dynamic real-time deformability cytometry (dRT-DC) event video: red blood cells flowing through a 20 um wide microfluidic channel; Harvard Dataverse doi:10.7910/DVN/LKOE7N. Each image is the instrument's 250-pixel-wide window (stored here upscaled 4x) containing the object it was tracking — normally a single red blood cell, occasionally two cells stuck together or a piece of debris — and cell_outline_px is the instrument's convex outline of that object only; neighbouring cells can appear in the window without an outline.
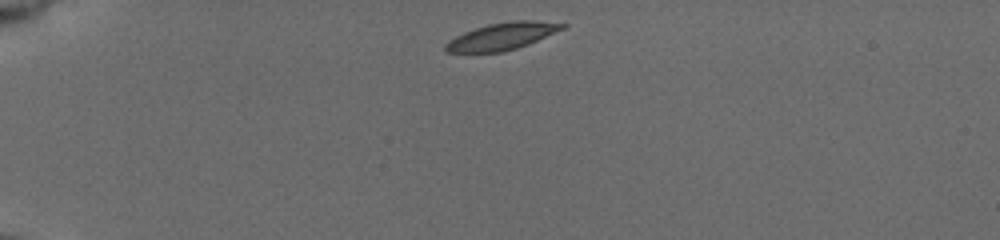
{"species": "common noctule bat (a hibernating species)", "species_latin": "Nyctalus noctula", "temperature_condition": "cold", "stored_images_in_passage": 43, "camera_frame_rate_fps": 3000, "um_per_image_px": 0.085, "animal": {"sex": "female", "body_mass_g": 19.5, "forearm_length_mm": 54.1}, "frame": {"image": 1, "passage_image": 1, "time_ms": 0.0, "image_size_px": [1000, 240], "cell_outline_px": [[568, 24], [564, 28], [528, 44], [504, 52], [444, 52], [444, 44], [448, 40], [464, 32], [488, 24], [516, 20], [532, 20]], "centroid_in_image_um": [42.64, 3.09], "position_along_channel_um": 42.4, "area_um2": 18.26}}
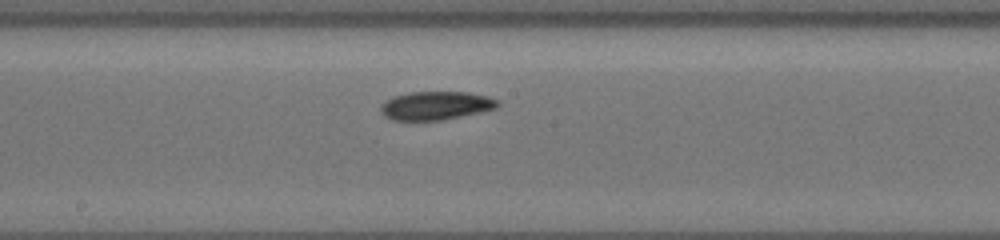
{"frame": {"image": 2, "passage_image": 19, "time_ms": 6.0, "image_size_px": [1000, 240], "cell_outline_px": [[500, 104], [496, 108], [480, 112], [440, 120], [392, 120], [384, 116], [380, 112], [380, 104], [392, 96], [408, 92], [468, 92], [488, 96], [500, 100]], "centroid_in_image_um": [37.02, 8.96], "position_along_channel_um": 211.2, "area_um2": 19.54}}
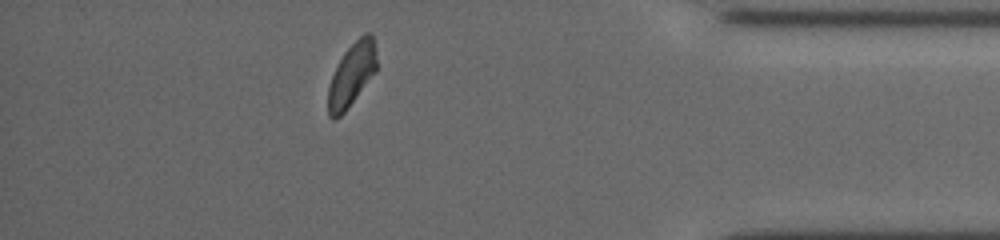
{"frame": {"image": 3, "passage_image": 37, "time_ms": 12.0, "image_size_px": [1000, 240], "cell_outline_px": [[376, 72], [344, 112], [336, 120], [332, 120], [328, 116], [328, 88], [332, 76], [344, 52], [364, 32], [372, 32], [376, 56]], "centroid_in_image_um": [29.89, 6.36], "position_along_channel_um": 405.3, "area_um2": 17.74}, "authors_computed_cell_mechanics": {"area_um2": 19.074, "velocity_mm_per_s": 3.7075, "shape_relaxation_time_tau1_ms": 3.3871, "shape_relaxation_time_tau2_ms": 7.8066, "deformation_change_tau1": 0.113, "deformation_change_tau2": 0.1188}}